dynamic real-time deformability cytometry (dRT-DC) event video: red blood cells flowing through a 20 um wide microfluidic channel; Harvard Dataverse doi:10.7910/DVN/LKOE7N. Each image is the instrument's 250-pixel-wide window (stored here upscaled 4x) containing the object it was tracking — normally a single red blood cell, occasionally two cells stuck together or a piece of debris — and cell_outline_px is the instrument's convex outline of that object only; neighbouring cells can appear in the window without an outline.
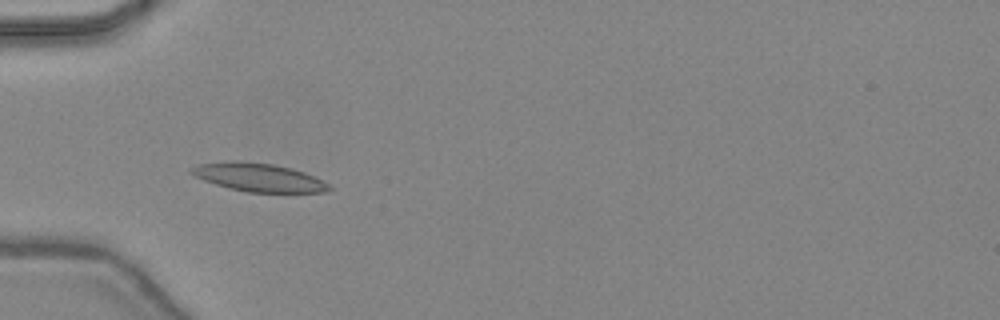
{"species": "common noctule bat (a hibernating species)", "species_latin": "Nyctalus noctula", "temperature_condition": "warm", "stored_images_in_passage": 46, "camera_frame_rate_fps": 3000, "um_per_image_px": 0.085, "animal": {"sex": "female", "body_mass_g": 24.6, "forearm_length_mm": 56.2}, "frame": {"image": 1, "passage_image": 15, "time_ms": 4.667, "image_size_px": [1000, 320], "cell_outline_px": [[332, 188], [328, 192], [248, 192], [228, 188], [204, 180], [188, 172], [188, 168], [196, 164], [228, 160], [240, 160], [272, 164], [292, 168], [304, 172], [332, 184]], "centroid_in_image_um": [21.97, 15.06], "position_along_channel_um": 63.0, "area_um2": 23.06}}
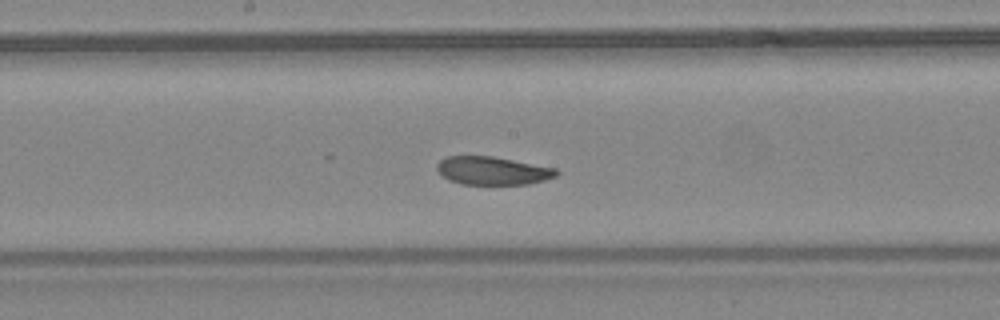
{"frame": {"image": 2, "passage_image": 25, "time_ms": 8.0, "image_size_px": [1000, 320], "cell_outline_px": [[560, 172], [556, 176], [544, 180], [528, 184], [460, 184], [448, 180], [436, 168], [436, 164], [440, 160], [448, 156], [492, 156], [556, 168]], "centroid_in_image_um": [41.87, 14.51], "position_along_channel_um": 206.3, "area_um2": 19.54}}
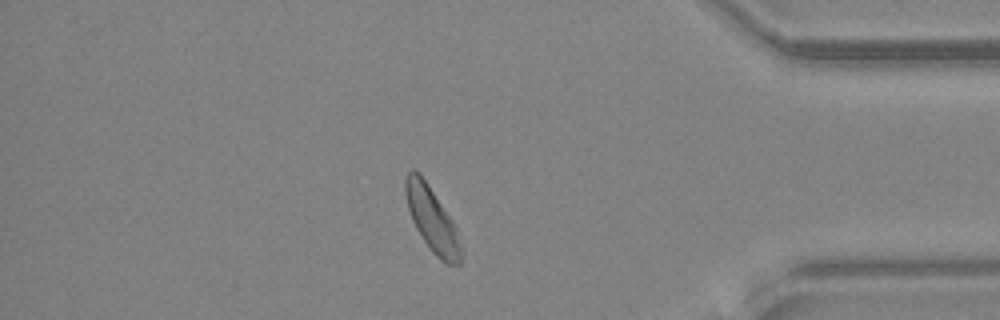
{"frame": {"image": 3, "passage_image": 40, "time_ms": 13.0, "image_size_px": [1000, 320], "cell_outline_px": [[464, 252], [460, 264], [444, 264], [432, 252], [416, 228], [412, 220], [408, 208], [404, 192], [404, 180], [408, 172], [412, 168], [420, 172], [452, 220], [456, 228]], "centroid_in_image_um": [36.73, 18.66], "position_along_channel_um": 398.5, "area_um2": 21.04}, "authors_computed_cell_mechanics": {"area_um2": 21.1837, "velocity_mm_per_s": 4.4172, "shape_relaxation_time_tau1_ms": 4.3456, "shape_relaxation_time_tau2_ms": 8.4469, "deformation_change_tau1": 0.1185, "deformation_change_tau2": 0.1815}}